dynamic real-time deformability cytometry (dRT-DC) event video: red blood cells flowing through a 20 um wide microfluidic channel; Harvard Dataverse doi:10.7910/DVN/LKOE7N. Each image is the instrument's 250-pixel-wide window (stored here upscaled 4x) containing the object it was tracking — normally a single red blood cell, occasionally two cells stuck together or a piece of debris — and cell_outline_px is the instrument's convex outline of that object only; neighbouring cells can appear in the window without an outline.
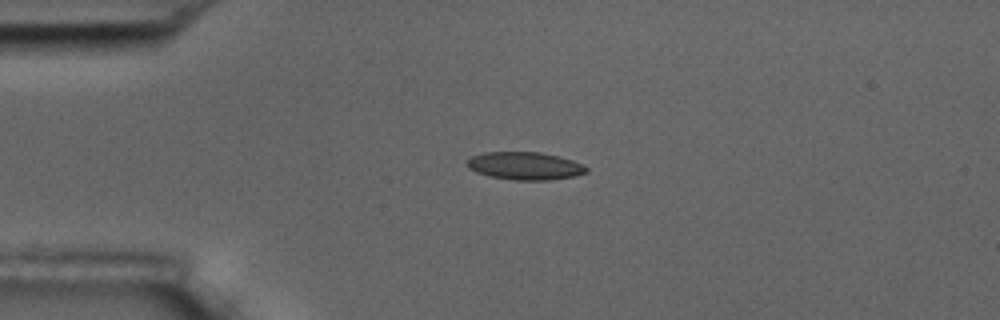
{"species": "common noctule bat (a hibernating species)", "species_latin": "Nyctalus noctula", "temperature_condition": "room temperature", "stored_images_in_passage": 5, "camera_frame_rate_fps": 3000, "um_per_image_px": 0.085, "animal": {"sex": "male", "body_mass_g": 17.5, "forearm_length_mm": 52.3}, "frame": {"image": 1, "passage_image": 4, "time_ms": 4.333, "image_size_px": [1000, 320], "cell_outline_px": [[588, 172], [576, 176], [548, 180], [516, 180], [488, 176], [476, 172], [468, 168], [464, 164], [472, 156], [484, 152], [540, 152], [572, 160], [584, 164], [588, 168]], "centroid_in_image_um": [44.61, 14.1], "position_along_channel_um": 40.4, "area_um2": 19.42}}